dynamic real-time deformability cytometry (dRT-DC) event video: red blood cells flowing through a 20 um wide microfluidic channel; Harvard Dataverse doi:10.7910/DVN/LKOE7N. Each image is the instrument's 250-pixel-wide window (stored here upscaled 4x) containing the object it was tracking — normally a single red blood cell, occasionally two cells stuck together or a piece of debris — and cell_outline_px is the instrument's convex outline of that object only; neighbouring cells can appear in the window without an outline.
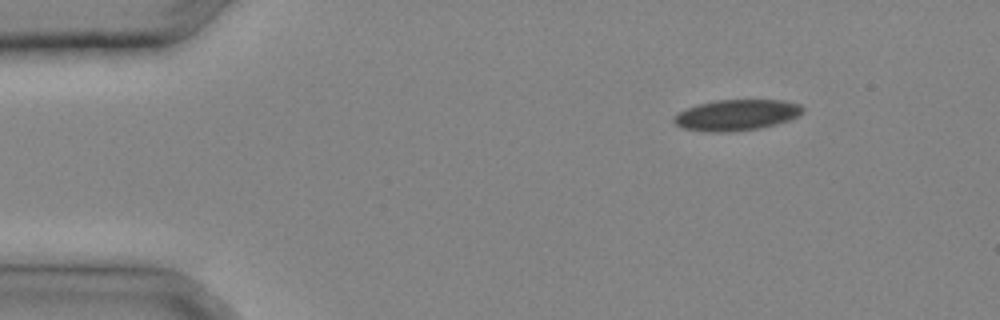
{"species": "common noctule bat (a hibernating species)", "species_latin": "Nyctalus noctula", "temperature_condition": "cold", "stored_images_in_passage": 27, "camera_frame_rate_fps": 3000, "um_per_image_px": 0.085, "animal": {"sex": "male", "body_mass_g": 20.4}, "frame": {"image": 1, "passage_image": 1, "time_ms": 0.0, "image_size_px": [1000, 320], "cell_outline_px": [[804, 112], [788, 120], [776, 124], [760, 128], [732, 132], [704, 132], [684, 128], [676, 124], [672, 120], [672, 116], [688, 108], [700, 104], [716, 100], [780, 100], [800, 104], [804, 108]], "centroid_in_image_um": [62.6, 9.78], "position_along_channel_um": 22.4, "area_um2": 23.18}}
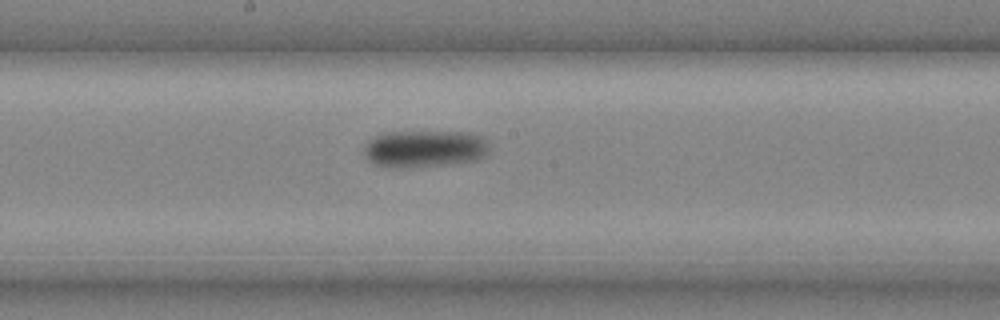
{"frame": {"image": 2, "passage_image": 14, "time_ms": 4.333, "image_size_px": [1000, 320], "cell_outline_px": [[488, 152], [484, 156], [476, 160], [412, 168], [384, 168], [372, 164], [364, 156], [364, 148], [376, 136], [392, 132], [468, 132], [484, 136], [488, 140]], "centroid_in_image_um": [36.1, 12.66], "position_along_channel_um": 212.1, "area_um2": 27.28}}
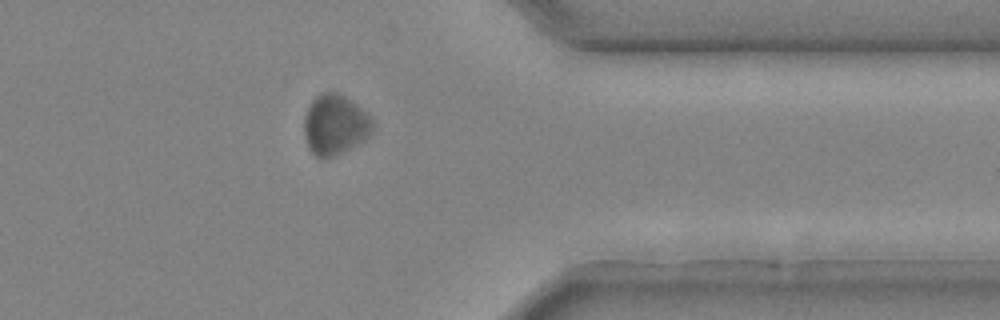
{"frame": {"image": 3, "passage_image": 23, "time_ms": 7.333, "image_size_px": [1000, 320], "cell_outline_px": [[372, 132], [364, 140], [324, 160], [316, 156], [308, 148], [304, 136], [304, 116], [312, 100], [320, 92], [336, 92], [344, 96], [356, 104], [372, 120]], "centroid_in_image_um": [28.42, 10.6], "position_along_channel_um": 383.0, "area_um2": 23.76}}